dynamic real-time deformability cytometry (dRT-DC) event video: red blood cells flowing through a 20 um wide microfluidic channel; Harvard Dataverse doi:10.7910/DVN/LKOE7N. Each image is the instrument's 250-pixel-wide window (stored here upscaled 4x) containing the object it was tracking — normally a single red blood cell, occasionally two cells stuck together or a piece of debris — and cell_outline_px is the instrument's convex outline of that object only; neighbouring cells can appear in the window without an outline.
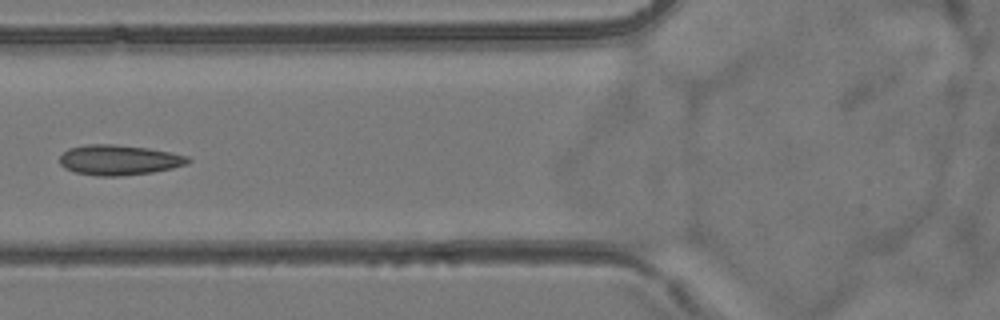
{"species": "common noctule bat (a hibernating species)", "species_latin": "Nyctalus noctula", "temperature_condition": "room temperature", "stored_images_in_passage": 3, "camera_frame_rate_fps": 3000, "um_per_image_px": 0.085, "animal": {"sex": "female", "body_mass_g": 24.6, "forearm_length_mm": 56.2}, "frame": {"image": 1, "passage_image": 3, "time_ms": 2.333, "image_size_px": [1000, 320], "cell_outline_px": [[192, 160], [188, 164], [172, 168], [152, 172], [120, 176], [96, 176], [76, 172], [64, 168], [60, 164], [60, 156], [68, 148], [88, 144], [112, 144], [148, 148], [172, 152], [188, 156]], "centroid_in_image_um": [10.13, 13.59], "position_along_channel_um": 115.7, "area_um2": 22.66}}